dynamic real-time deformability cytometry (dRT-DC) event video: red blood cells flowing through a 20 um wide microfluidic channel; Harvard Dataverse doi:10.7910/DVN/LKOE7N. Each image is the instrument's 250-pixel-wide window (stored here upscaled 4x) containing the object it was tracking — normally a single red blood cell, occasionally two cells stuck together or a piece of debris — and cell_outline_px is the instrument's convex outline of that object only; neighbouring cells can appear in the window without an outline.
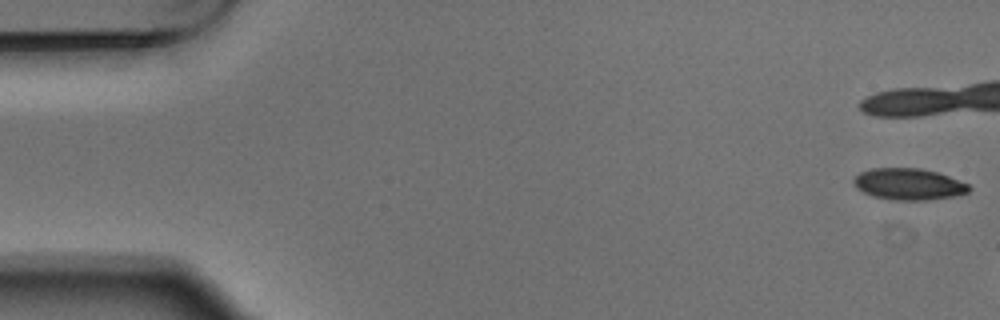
{"species": "Egyptian fruit bat (a non-hibernating species)", "species_latin": "Rousettus aegyptiacus", "temperature_condition": "warm", "stored_images_in_passage": 3, "camera_frame_rate_fps": 3000, "um_per_image_px": 0.085, "animal": {"sex": "male"}, "frame": {"image": 1, "passage_image": 1, "time_ms": 0.0, "image_size_px": [1000, 320], "cell_outline_px": [[972, 188], [968, 192], [960, 196], [924, 200], [892, 200], [872, 196], [856, 188], [852, 180], [860, 172], [872, 168], [920, 168], [936, 172], [948, 176], [968, 184]], "centroid_in_image_um": [77.24, 15.66], "position_along_channel_um": 7.8, "area_um2": 21.27}}